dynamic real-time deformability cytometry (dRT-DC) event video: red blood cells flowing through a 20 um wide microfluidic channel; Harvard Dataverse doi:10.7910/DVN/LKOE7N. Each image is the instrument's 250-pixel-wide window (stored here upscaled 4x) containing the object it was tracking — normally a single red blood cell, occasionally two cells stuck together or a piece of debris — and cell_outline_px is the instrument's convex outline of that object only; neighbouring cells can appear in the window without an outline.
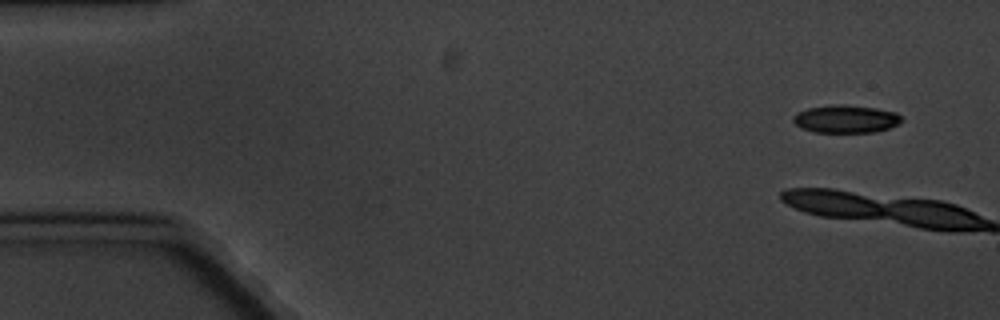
{"species": "common noctule bat (a hibernating species)", "species_latin": "Nyctalus noctula", "temperature_condition": "cold", "stored_images_in_passage": 7, "segment_of_instrument_passage": [1, 2], "camera_frame_rate_fps": 3000, "um_per_image_px": 0.085, "animal": {"sex": "male", "body_mass_g": 20.1, "forearm_length_mm": 53.5}, "frame": {"image": 1, "passage_image": 1, "time_ms": 0.0, "image_size_px": [1000, 320], "cell_outline_px": [[904, 120], [900, 124], [876, 132], [816, 132], [804, 128], [796, 124], [792, 120], [792, 116], [796, 112], [808, 108], [832, 104], [844, 104], [876, 108], [896, 112]], "centroid_in_image_um": [71.92, 10.1], "position_along_channel_um": 13.1, "area_um2": 17.69}}
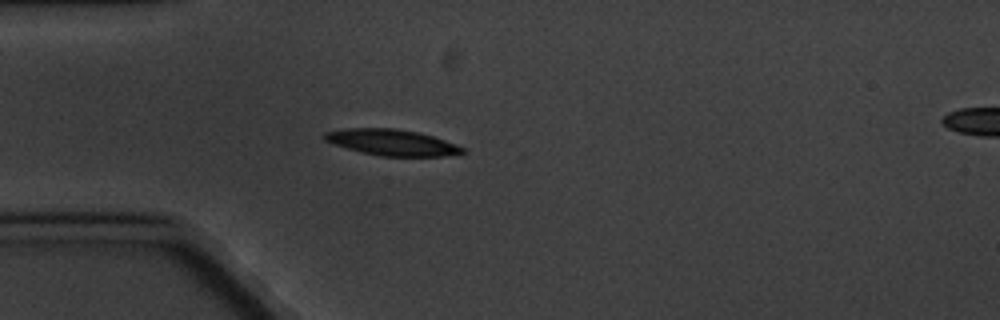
{"frame": {"image": 2, "passage_image": 6, "time_ms": 5.667, "image_size_px": [1000, 320], "cell_outline_px": [[468, 152], [460, 156], [380, 156], [360, 152], [332, 144], [324, 140], [320, 136], [324, 132], [344, 128], [396, 128], [416, 132], [432, 136], [456, 144], [464, 148]], "centroid_in_image_um": [33.31, 12.11], "position_along_channel_um": 51.7, "area_um2": 21.39}}